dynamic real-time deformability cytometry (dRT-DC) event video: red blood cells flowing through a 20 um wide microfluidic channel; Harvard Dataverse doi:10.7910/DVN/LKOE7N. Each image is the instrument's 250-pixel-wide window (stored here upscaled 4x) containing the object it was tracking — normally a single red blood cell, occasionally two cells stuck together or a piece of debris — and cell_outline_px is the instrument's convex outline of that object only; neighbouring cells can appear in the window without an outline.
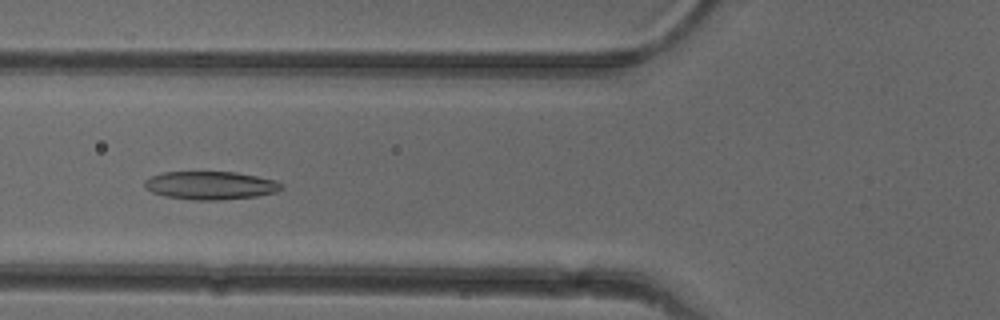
{"species": "common noctule bat (a hibernating species)", "species_latin": "Nyctalus noctula", "temperature_condition": "cold", "stored_images_in_passage": 52, "camera_frame_rate_fps": 3000, "um_per_image_px": 0.085, "animal": {"sex": "female"}, "frame": {"image": 1, "passage_image": 20, "time_ms": 6.333, "image_size_px": [1000, 320], "cell_outline_px": [[284, 188], [276, 192], [256, 196], [216, 200], [192, 200], [164, 196], [152, 192], [144, 184], [144, 180], [152, 176], [164, 172], [236, 172], [276, 180]], "centroid_in_image_um": [17.89, 15.76], "position_along_channel_um": 107.9, "area_um2": 22.31}}
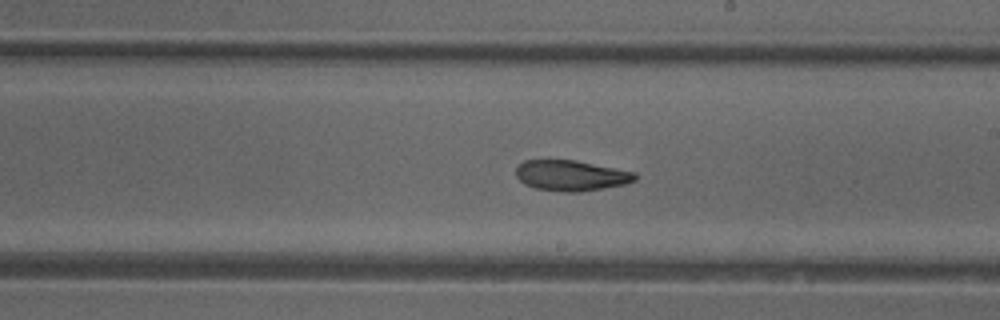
{"frame": {"image": 2, "passage_image": 30, "time_ms": 9.667, "image_size_px": [1000, 320], "cell_outline_px": [[636, 180], [624, 184], [580, 192], [564, 192], [536, 188], [524, 184], [516, 176], [516, 168], [524, 160], [576, 160], [636, 172]], "centroid_in_image_um": [48.54, 14.91], "position_along_channel_um": 240.5, "area_um2": 21.15}}
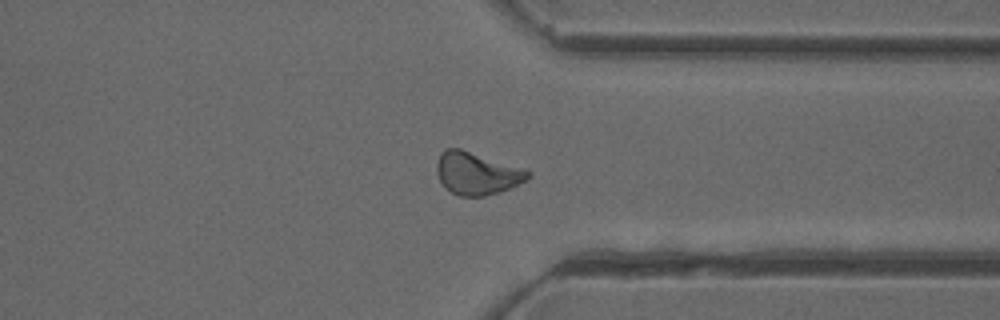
{"frame": {"image": 3, "passage_image": 40, "time_ms": 13.0, "image_size_px": [1000, 320], "cell_outline_px": [[532, 176], [528, 180], [508, 188], [484, 196], [460, 196], [452, 192], [440, 180], [436, 172], [436, 164], [444, 148], [460, 148], [532, 172]], "centroid_in_image_um": [40.52, 14.73], "position_along_channel_um": 370.9, "area_um2": 22.08}, "authors_computed_cell_mechanics": {"area_um2": 22.2241, "velocity_mm_per_s": 3.9688, "shape_relaxation_time_tau1_ms": 9.0098, "shape_relaxation_time_tau2_ms": 2.3078, "deformation_change_tau1": 0.1779, "deformation_change_tau2": 0.0791}}